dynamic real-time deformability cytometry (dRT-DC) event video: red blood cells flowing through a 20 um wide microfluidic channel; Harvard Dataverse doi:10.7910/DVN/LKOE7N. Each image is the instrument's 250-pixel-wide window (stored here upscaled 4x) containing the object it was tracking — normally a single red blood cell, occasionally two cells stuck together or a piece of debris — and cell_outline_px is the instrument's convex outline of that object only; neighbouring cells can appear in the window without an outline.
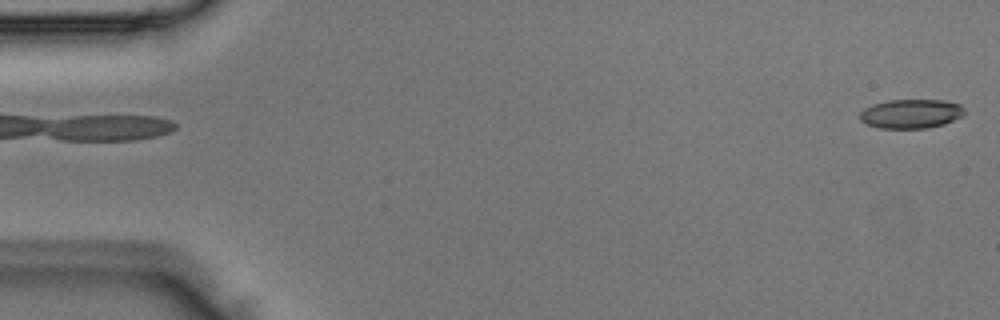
{"species": "Egyptian fruit bat (a non-hibernating species)", "species_latin": "Rousettus aegyptiacus", "temperature_condition": "room temperature", "stored_images_in_passage": 5, "camera_frame_rate_fps": 3000, "um_per_image_px": 0.085, "animal": {"sex": "male"}, "frame": {"image": 1, "passage_image": 5, "time_ms": 1.333, "image_size_px": [1000, 320], "cell_outline_px": [[964, 116], [944, 124], [928, 128], [876, 128], [864, 124], [860, 120], [860, 112], [864, 108], [872, 104], [888, 100], [944, 100], [960, 104], [964, 108]], "centroid_in_image_um": [77.42, 9.67], "position_along_channel_um": 7.6, "area_um2": 18.03}}